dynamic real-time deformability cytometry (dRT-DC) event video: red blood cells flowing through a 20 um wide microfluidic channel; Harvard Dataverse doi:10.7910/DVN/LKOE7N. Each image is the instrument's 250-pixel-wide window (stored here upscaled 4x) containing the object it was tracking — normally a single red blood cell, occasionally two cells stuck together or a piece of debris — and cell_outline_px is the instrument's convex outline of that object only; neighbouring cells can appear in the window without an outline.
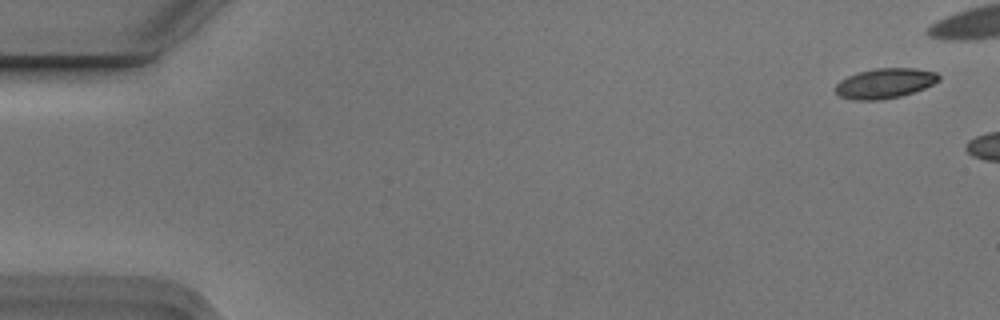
{"species": "Egyptian fruit bat (a non-hibernating species)", "species_latin": "Rousettus aegyptiacus", "temperature_condition": "cold", "stored_images_in_passage": 3, "camera_frame_rate_fps": 3000, "um_per_image_px": 0.085, "animal": {"sex": "male"}, "frame": {"image": 1, "passage_image": 1, "time_ms": 0.0, "image_size_px": [1000, 320], "cell_outline_px": [[940, 80], [924, 88], [900, 96], [880, 100], [852, 100], [840, 96], [836, 92], [836, 84], [840, 80], [848, 76], [860, 72], [876, 68], [916, 68], [936, 72], [940, 76]], "centroid_in_image_um": [75.22, 7.08], "position_along_channel_um": 9.8, "area_um2": 17.98}}